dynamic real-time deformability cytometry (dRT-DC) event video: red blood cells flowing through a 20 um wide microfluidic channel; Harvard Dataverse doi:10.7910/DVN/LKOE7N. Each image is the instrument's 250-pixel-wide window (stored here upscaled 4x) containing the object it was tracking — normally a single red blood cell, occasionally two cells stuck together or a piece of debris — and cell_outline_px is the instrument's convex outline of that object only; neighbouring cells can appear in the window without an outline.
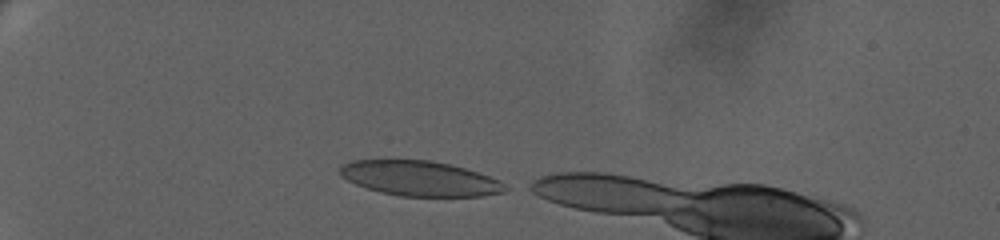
{"species": "human", "species_latin": "Homo sapiens", "temperature_condition": "warm", "stored_images_in_passage": 11, "camera_frame_rate_fps": 3000, "um_per_image_px": 0.085, "donor": {"sex": "female"}, "frame": {"image": 1, "passage_image": 1, "time_ms": 0.0, "image_size_px": [1000, 240], "cell_outline_px": [[512, 188], [504, 192], [480, 196], [400, 196], [380, 192], [356, 184], [340, 176], [340, 164], [352, 160], [428, 160], [448, 164], [464, 168], [500, 180]], "centroid_in_image_um": [35.69, 15.17], "position_along_channel_um": 49.3, "area_um2": 33.64}}
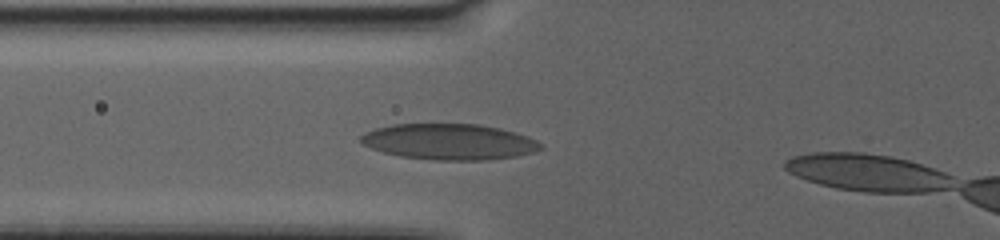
{"frame": {"image": 2, "passage_image": 9, "time_ms": 2.667, "image_size_px": [1000, 240], "cell_outline_px": [[544, 148], [536, 152], [516, 156], [488, 160], [432, 160], [400, 156], [384, 152], [372, 148], [364, 144], [360, 140], [360, 136], [364, 132], [376, 128], [392, 124], [480, 124], [500, 128], [528, 136], [544, 144]], "centroid_in_image_um": [38.23, 12.05], "position_along_channel_um": 87.6, "area_um2": 37.86}}